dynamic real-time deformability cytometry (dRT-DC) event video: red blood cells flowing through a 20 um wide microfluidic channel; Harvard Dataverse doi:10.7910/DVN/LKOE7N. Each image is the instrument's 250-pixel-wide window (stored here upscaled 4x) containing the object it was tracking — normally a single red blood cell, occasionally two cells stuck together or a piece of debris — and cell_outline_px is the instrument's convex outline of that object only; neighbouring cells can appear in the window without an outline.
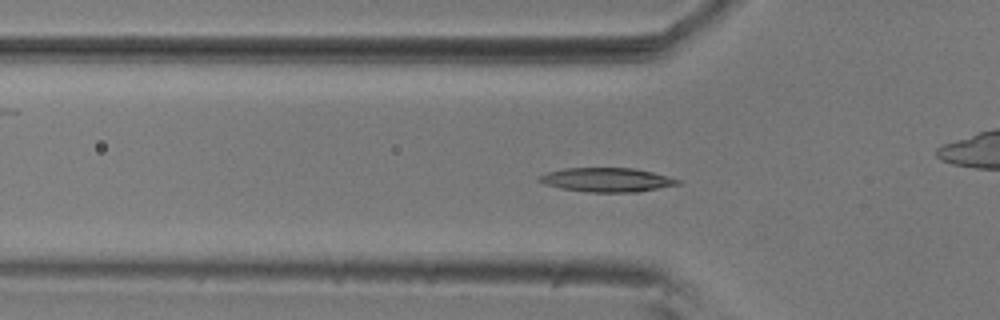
{"species": "common noctule bat (a hibernating species)", "species_latin": "Nyctalus noctula", "temperature_condition": "room temperature", "stored_images_in_passage": 45, "camera_frame_rate_fps": 3000, "um_per_image_px": 0.085, "animal": {"sex": "male", "body_mass_g": 20.5, "forearm_length_mm": 52.5}, "frame": {"image": 1, "passage_image": 18, "time_ms": 5.667, "image_size_px": [1000, 320], "cell_outline_px": [[680, 184], [636, 192], [588, 192], [560, 188], [544, 184], [536, 180], [536, 176], [548, 172], [564, 168], [636, 168], [668, 176], [680, 180]], "centroid_in_image_um": [51.53, 15.28], "position_along_channel_um": 74.3, "area_um2": 19.48}}
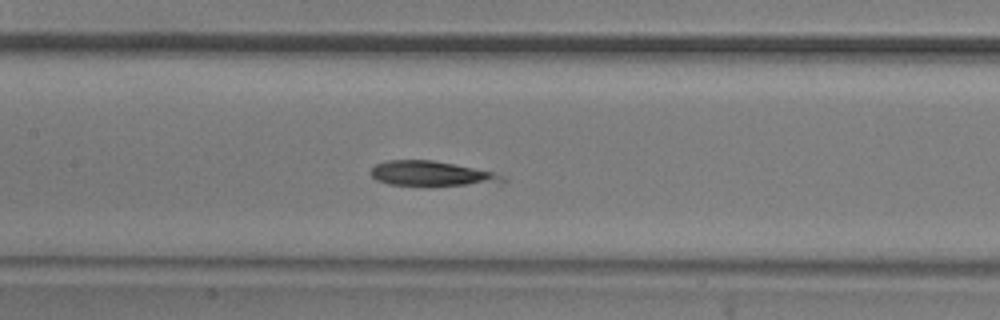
{"frame": {"image": 2, "passage_image": 26, "time_ms": 8.333, "image_size_px": [1000, 320], "cell_outline_px": [[508, 180], [432, 188], [388, 184], [376, 180], [368, 172], [376, 164], [388, 160], [432, 160], [492, 172], [504, 176]], "centroid_in_image_um": [36.54, 14.79], "position_along_channel_um": 170.9, "area_um2": 19.31}}
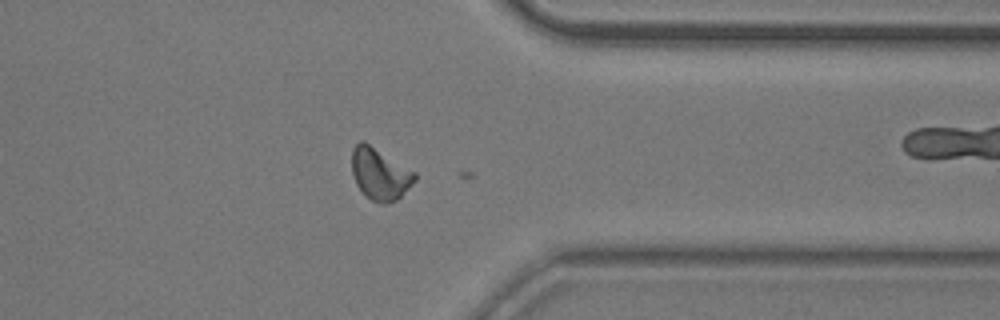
{"frame": {"image": 3, "passage_image": 44, "time_ms": 14.333, "image_size_px": [1000, 320], "cell_outline_px": [[416, 180], [396, 200], [388, 204], [380, 204], [372, 200], [356, 184], [352, 172], [352, 148], [360, 140], [364, 140], [416, 172]], "centroid_in_image_um": [32.29, 14.76], "position_along_channel_um": 379.1, "area_um2": 18.96}}